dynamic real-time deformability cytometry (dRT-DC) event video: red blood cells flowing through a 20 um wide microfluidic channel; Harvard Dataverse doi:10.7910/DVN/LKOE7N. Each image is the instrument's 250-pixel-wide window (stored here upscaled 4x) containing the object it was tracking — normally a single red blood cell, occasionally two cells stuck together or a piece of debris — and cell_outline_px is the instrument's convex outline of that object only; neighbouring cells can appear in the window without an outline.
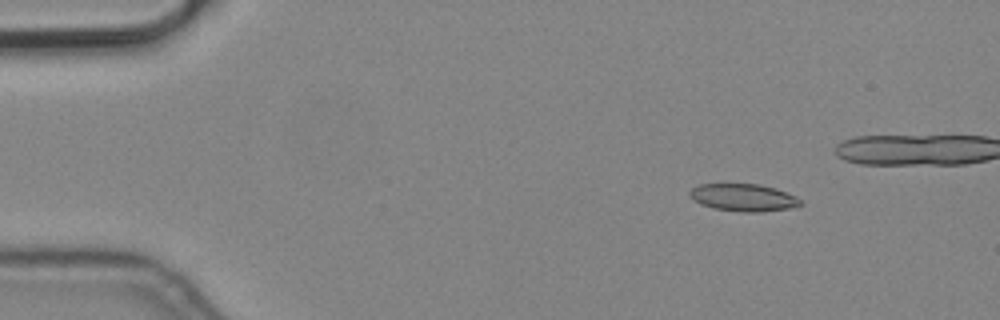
{"species": "common noctule bat (a hibernating species)", "species_latin": "Nyctalus noctula", "temperature_condition": "cold", "stored_images_in_passage": 9, "camera_frame_rate_fps": 3000, "um_per_image_px": 0.085, "animal": {"sex": "male", "body_mass_g": 19.2, "forearm_length_mm": 51.8}, "frame": {"image": 1, "passage_image": 2, "time_ms": 0.333, "image_size_px": [1000, 320], "cell_outline_px": [[804, 204], [792, 208], [760, 212], [744, 212], [712, 208], [700, 204], [692, 200], [688, 196], [688, 192], [692, 188], [700, 184], [760, 184], [776, 188], [796, 196]], "centroid_in_image_um": [63.18, 16.79], "position_along_channel_um": 21.8, "area_um2": 17.92}}
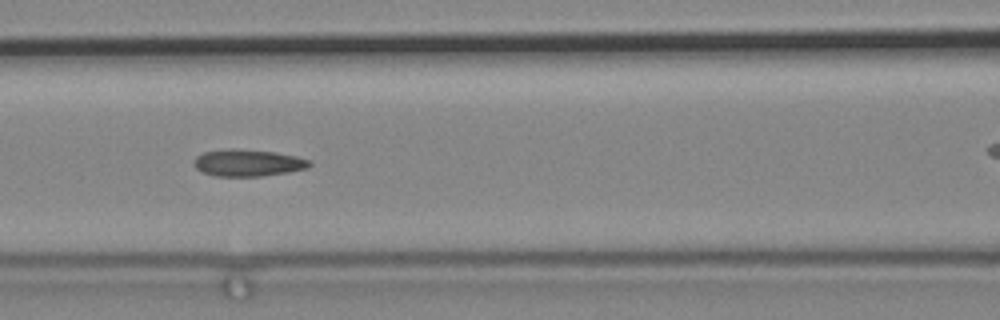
{"frame": {"image": 2, "passage_image": 7, "time_ms": 2.0, "image_size_px": [1000, 320], "cell_outline_px": [[312, 164], [308, 168], [288, 172], [260, 176], [216, 176], [204, 172], [196, 168], [192, 164], [192, 160], [196, 156], [204, 152], [228, 148], [232, 148], [272, 152], [296, 156], [312, 160]], "centroid_in_image_um": [21.06, 13.84], "position_along_channel_um": 145.5, "area_um2": 18.15}}
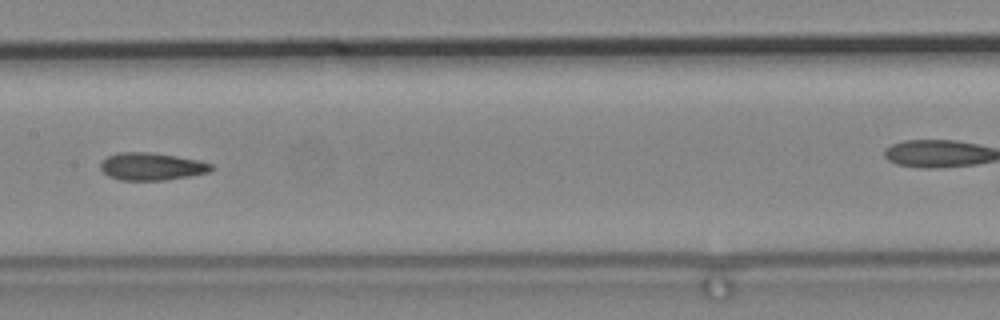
{"frame": {"image": 3, "passage_image": 8, "time_ms": 2.333, "image_size_px": [1000, 320], "cell_outline_px": [[216, 168], [212, 172], [164, 180], [120, 180], [108, 176], [100, 168], [100, 164], [108, 156], [116, 152], [148, 152], [176, 156], [200, 160], [212, 164]], "centroid_in_image_um": [12.93, 14.15], "position_along_channel_um": 194.5, "area_um2": 17.86}}